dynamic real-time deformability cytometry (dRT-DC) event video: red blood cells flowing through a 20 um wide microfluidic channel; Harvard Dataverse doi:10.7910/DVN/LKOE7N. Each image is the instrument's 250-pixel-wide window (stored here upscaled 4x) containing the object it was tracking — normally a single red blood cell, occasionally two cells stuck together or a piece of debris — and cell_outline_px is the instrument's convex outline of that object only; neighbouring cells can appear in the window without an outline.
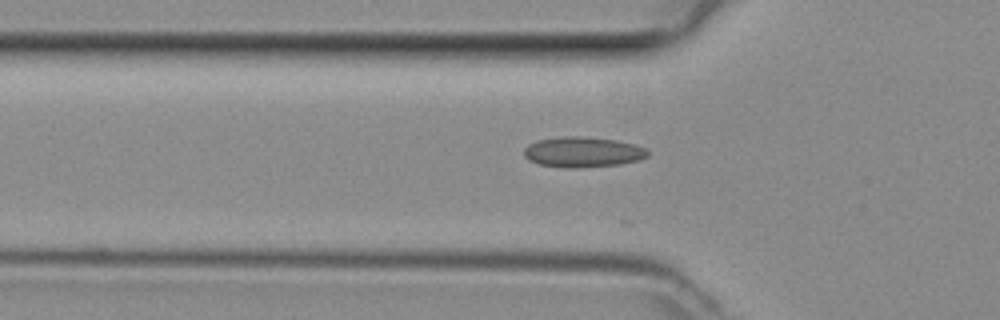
{"species": "common noctule bat (a hibernating species)", "species_latin": "Nyctalus noctula", "temperature_condition": "room temperature", "stored_images_in_passage": 45, "camera_frame_rate_fps": 3000, "um_per_image_px": 0.085, "animal": {"sex": "female", "body_mass_g": 29.2, "forearm_length_mm": 56.3}, "frame": {"image": 1, "passage_image": 15, "time_ms": 4.667, "image_size_px": [1000, 320], "cell_outline_px": [[648, 156], [640, 160], [620, 164], [576, 168], [564, 168], [540, 164], [528, 160], [524, 156], [524, 148], [528, 144], [536, 140], [564, 136], [580, 136], [616, 140], [636, 144], [644, 148], [648, 152]], "centroid_in_image_um": [49.52, 12.92], "position_along_channel_um": 76.3, "area_um2": 22.02}}
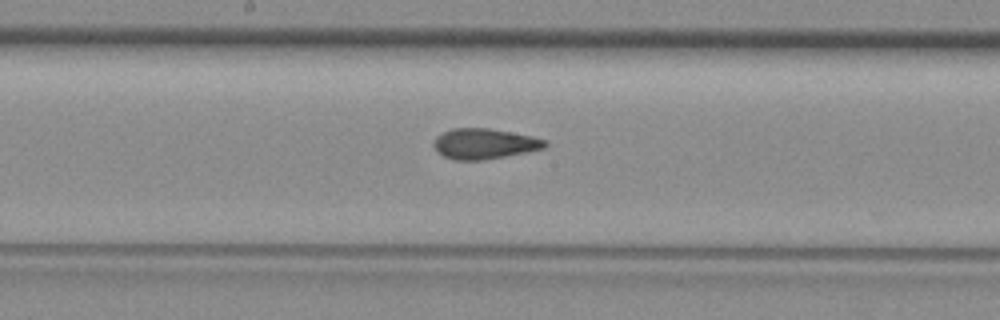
{"frame": {"image": 2, "passage_image": 24, "time_ms": 7.667, "image_size_px": [1000, 320], "cell_outline_px": [[548, 144], [544, 148], [484, 160], [452, 160], [436, 152], [432, 144], [436, 136], [452, 128], [488, 128], [532, 136], [548, 140]], "centroid_in_image_um": [41.13, 12.22], "position_along_channel_um": 207.1, "area_um2": 19.77}}
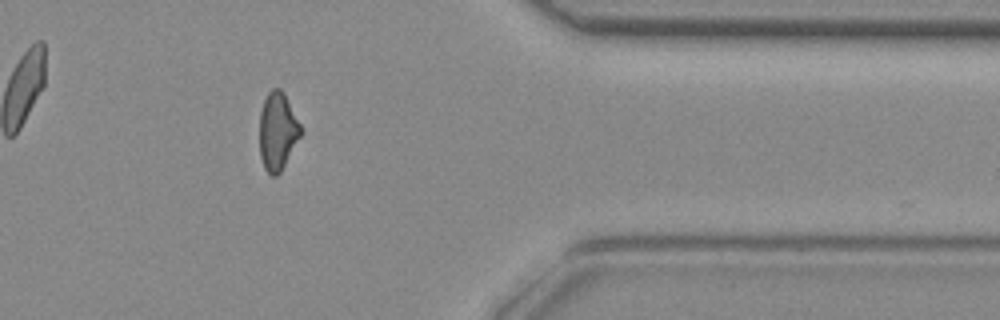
{"frame": {"image": 3, "passage_image": 38, "time_ms": 12.333, "image_size_px": [1000, 320], "cell_outline_px": [[304, 132], [280, 172], [276, 176], [272, 176], [264, 168], [260, 156], [260, 112], [264, 100], [268, 92], [272, 88], [280, 88], [284, 92]], "centroid_in_image_um": [23.61, 11.15], "position_along_channel_um": 387.8, "area_um2": 18.79}}